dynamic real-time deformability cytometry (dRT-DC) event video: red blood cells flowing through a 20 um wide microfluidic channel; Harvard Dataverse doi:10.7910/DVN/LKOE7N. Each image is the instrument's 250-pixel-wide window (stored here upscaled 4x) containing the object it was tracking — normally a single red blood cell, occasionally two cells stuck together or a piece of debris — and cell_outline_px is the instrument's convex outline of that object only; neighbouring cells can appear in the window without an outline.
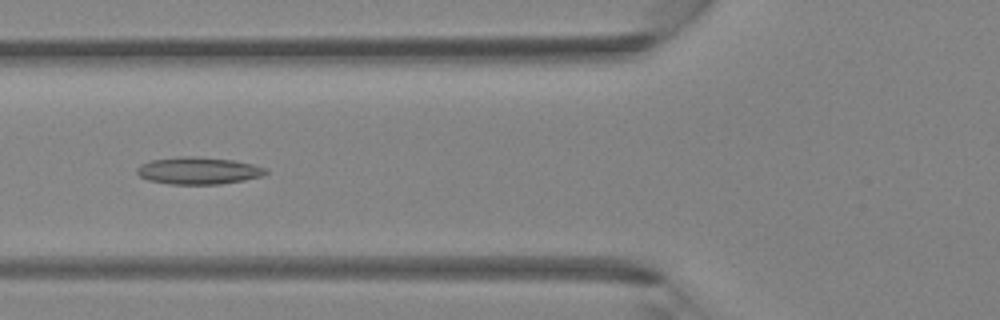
{"species": "Egyptian fruit bat (a non-hibernating species)", "species_latin": "Rousettus aegyptiacus", "temperature_condition": "room temperature", "stored_images_in_passage": 33, "camera_frame_rate_fps": 3000, "um_per_image_px": 0.085, "animal": {"sex": "female"}, "frame": {"image": 1, "passage_image": 8, "time_ms": 2.333, "image_size_px": [1000, 320], "cell_outline_px": [[268, 172], [264, 176], [244, 180], [220, 184], [168, 184], [148, 180], [140, 176], [136, 172], [136, 168], [140, 164], [152, 160], [180, 156], [196, 156], [232, 160], [252, 164], [264, 168]], "centroid_in_image_um": [16.84, 14.51], "position_along_channel_um": 109.0, "area_um2": 20.4}}
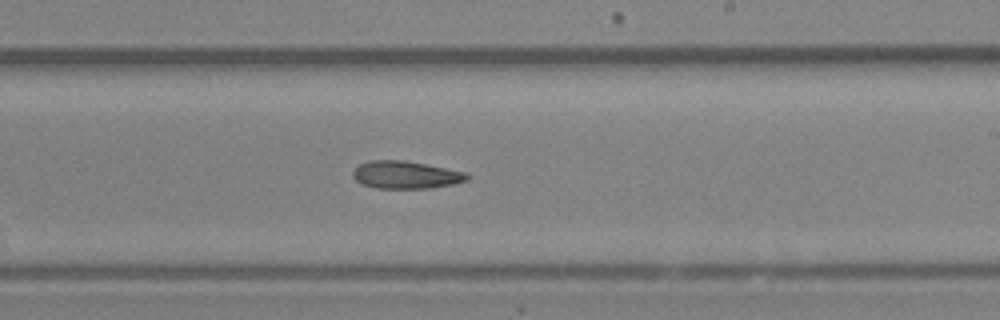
{"frame": {"image": 2, "passage_image": 17, "time_ms": 5.333, "image_size_px": [1000, 320], "cell_outline_px": [[468, 180], [452, 184], [428, 188], [376, 188], [364, 184], [356, 180], [352, 176], [352, 172], [360, 164], [368, 160], [404, 160], [464, 172], [468, 176]], "centroid_in_image_um": [34.44, 14.86], "position_along_channel_um": 254.6, "area_um2": 18.03}}
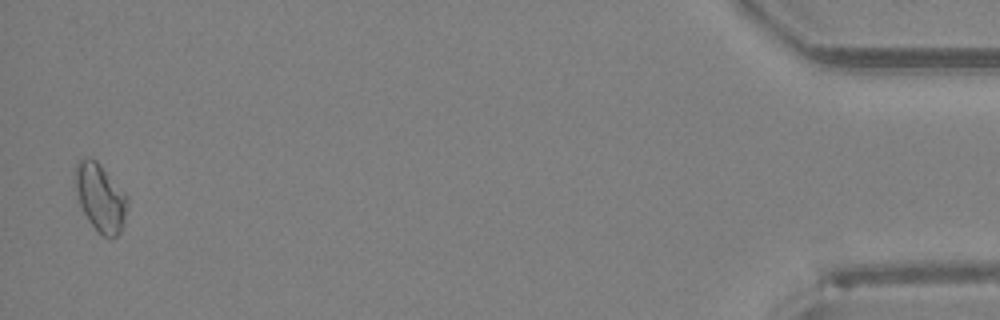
{"frame": {"image": 3, "passage_image": 33, "time_ms": 10.667, "image_size_px": [1000, 320], "cell_outline_px": [[128, 204], [124, 224], [120, 232], [116, 236], [108, 240], [88, 220], [80, 204], [76, 192], [72, 172], [80, 156], [88, 156], [96, 160], [100, 164], [128, 196]], "centroid_in_image_um": [8.51, 16.74], "position_along_channel_um": 426.7, "area_um2": 21.04}}